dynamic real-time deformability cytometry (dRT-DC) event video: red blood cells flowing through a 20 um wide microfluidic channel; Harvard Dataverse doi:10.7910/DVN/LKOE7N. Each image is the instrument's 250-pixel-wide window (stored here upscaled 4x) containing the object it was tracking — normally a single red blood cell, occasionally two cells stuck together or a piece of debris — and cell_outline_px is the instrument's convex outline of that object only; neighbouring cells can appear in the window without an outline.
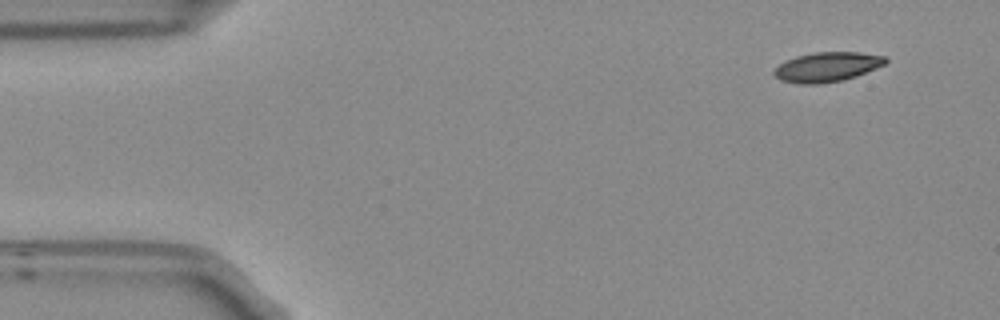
{"species": "Egyptian fruit bat (a non-hibernating species)", "species_latin": "Rousettus aegyptiacus", "temperature_condition": "room temperature", "stored_images_in_passage": 6, "camera_frame_rate_fps": 3000, "um_per_image_px": 0.085, "frame": {"image": 1, "passage_image": 1, "time_ms": 0.0, "image_size_px": [1000, 320], "cell_outline_px": [[888, 60], [884, 64], [876, 68], [856, 76], [840, 80], [816, 84], [804, 84], [780, 80], [772, 72], [784, 60], [796, 56], [812, 52], [860, 52], [884, 56]], "centroid_in_image_um": [70.28, 5.67], "position_along_channel_um": 14.7, "area_um2": 19.07}}
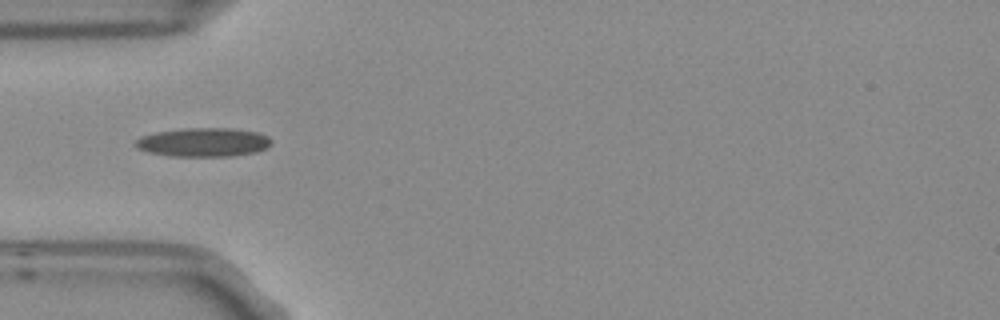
{"frame": {"image": 2, "passage_image": 3, "time_ms": 0.667, "image_size_px": [1000, 320], "cell_outline_px": [[272, 144], [264, 148], [252, 152], [228, 156], [168, 156], [148, 152], [136, 148], [132, 144], [140, 136], [156, 132], [184, 128], [232, 128], [256, 132], [268, 136], [272, 140]], "centroid_in_image_um": [17.22, 12.08], "position_along_channel_um": 67.8, "area_um2": 22.83}}